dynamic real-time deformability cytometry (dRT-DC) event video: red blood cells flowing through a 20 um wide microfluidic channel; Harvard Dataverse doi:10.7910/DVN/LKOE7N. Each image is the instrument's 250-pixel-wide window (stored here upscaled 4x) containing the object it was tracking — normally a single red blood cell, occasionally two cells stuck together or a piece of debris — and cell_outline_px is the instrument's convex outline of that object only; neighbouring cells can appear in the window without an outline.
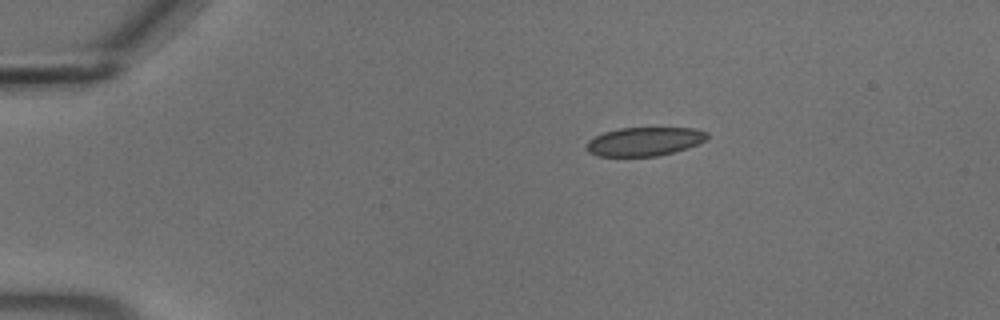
{"species": "common noctule bat (a hibernating species)", "species_latin": "Nyctalus noctula", "temperature_condition": "cold", "stored_images_in_passage": 46, "camera_frame_rate_fps": 3000, "um_per_image_px": 0.085, "animal": {"sex": "male", "body_mass_g": 18.8}, "frame": {"image": 1, "passage_image": 1, "time_ms": 0.0, "image_size_px": [1000, 320], "cell_outline_px": [[708, 136], [704, 140], [688, 148], [656, 156], [596, 156], [588, 152], [584, 144], [588, 140], [604, 132], [620, 128], [696, 128], [708, 132]], "centroid_in_image_um": [54.74, 12.03], "position_along_channel_um": 30.3, "area_um2": 20.17}}
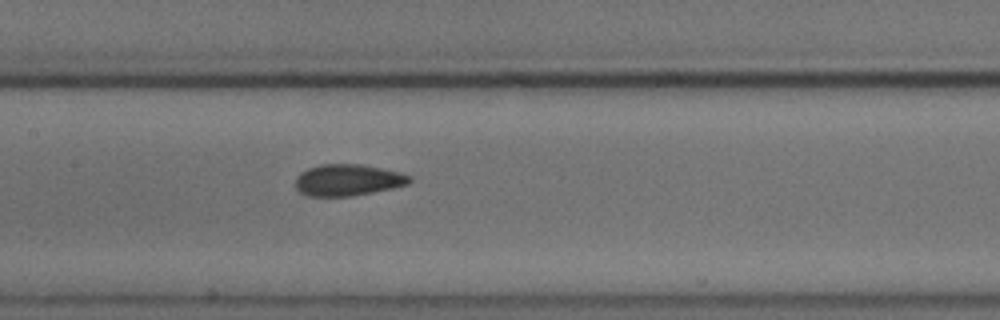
{"frame": {"image": 2, "passage_image": 18, "time_ms": 5.667, "image_size_px": [1000, 320], "cell_outline_px": [[412, 180], [408, 184], [392, 188], [352, 196], [308, 196], [300, 192], [296, 188], [296, 176], [300, 172], [308, 168], [320, 164], [360, 164], [400, 172], [412, 176]], "centroid_in_image_um": [29.56, 15.3], "position_along_channel_um": 177.8, "area_um2": 20.98}}
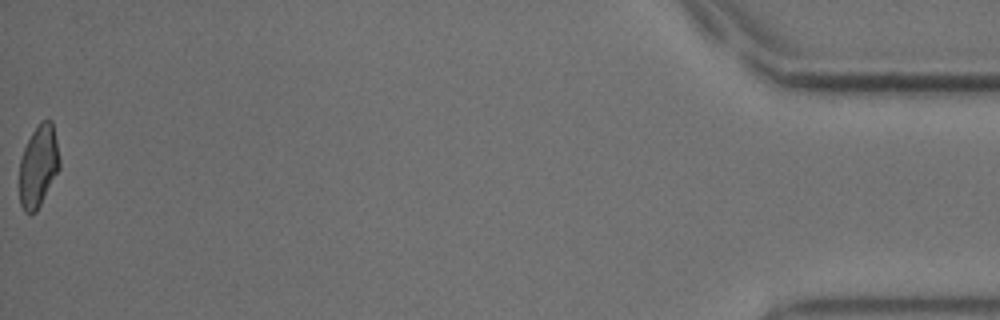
{"frame": {"image": 3, "passage_image": 46, "time_ms": 15.0, "image_size_px": [1000, 320], "cell_outline_px": [[60, 168], [36, 212], [24, 212], [20, 204], [20, 160], [24, 148], [32, 132], [40, 120], [52, 120], [60, 160]], "centroid_in_image_um": [3.27, 14.1], "position_along_channel_um": 431.9, "area_um2": 19.02}, "authors_computed_cell_mechanics": {"area_um2": 20.808, "velocity_mm_per_s": 3.6843, "shape_relaxation_time_tau1_ms": 5.1459, "shape_relaxation_time_tau2_ms": 1.5436, "deformation_change_tau1": 0.1103, "deformation_change_tau2": 0.0645}}